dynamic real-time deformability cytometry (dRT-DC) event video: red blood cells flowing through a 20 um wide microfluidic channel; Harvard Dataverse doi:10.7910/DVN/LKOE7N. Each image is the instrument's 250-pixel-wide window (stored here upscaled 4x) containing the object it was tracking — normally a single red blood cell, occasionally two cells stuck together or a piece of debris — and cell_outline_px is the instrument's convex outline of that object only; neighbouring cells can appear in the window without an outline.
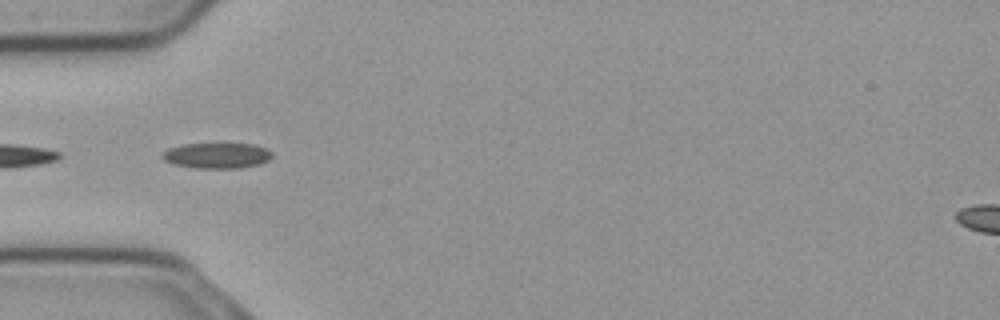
{"species": "common noctule bat (a hibernating species)", "species_latin": "Nyctalus noctula", "temperature_condition": "cold", "stored_images_in_passage": 9, "camera_frame_rate_fps": 3000, "um_per_image_px": 0.085, "animal": {"sex": "male", "body_mass_g": 23.1, "forearm_length_mm": 52.7}, "frame": {"image": 1, "passage_image": 2, "time_ms": 0.333, "image_size_px": [1000, 320], "cell_outline_px": [[272, 156], [268, 160], [260, 164], [240, 168], [196, 168], [176, 164], [164, 160], [160, 156], [168, 148], [184, 144], [256, 144], [272, 152]], "centroid_in_image_um": [18.45, 13.22], "position_along_channel_um": 66.6, "area_um2": 16.24}}